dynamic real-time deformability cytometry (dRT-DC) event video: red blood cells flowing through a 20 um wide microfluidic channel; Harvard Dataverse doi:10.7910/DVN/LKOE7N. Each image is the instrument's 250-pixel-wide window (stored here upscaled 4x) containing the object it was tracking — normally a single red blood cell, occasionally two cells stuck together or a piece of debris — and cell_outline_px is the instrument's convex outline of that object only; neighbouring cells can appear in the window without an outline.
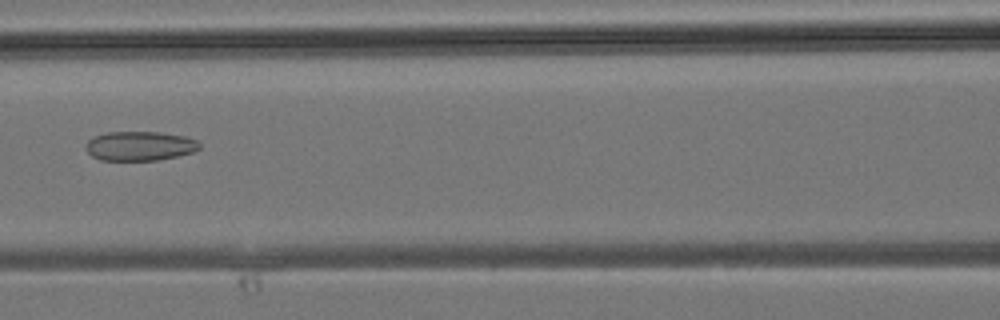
{"species": "common noctule bat (a hibernating species)", "species_latin": "Nyctalus noctula", "temperature_condition": "room temperature", "stored_images_in_passage": 36, "camera_frame_rate_fps": 3000, "um_per_image_px": 0.085, "animal": {"sex": "male", "body_mass_g": 19.2, "forearm_length_mm": 51.8}, "frame": {"image": 1, "passage_image": 16, "time_ms": 5.0, "image_size_px": [1000, 320], "cell_outline_px": [[200, 148], [192, 152], [160, 160], [100, 160], [92, 156], [84, 148], [84, 144], [92, 136], [108, 132], [160, 132], [184, 136], [196, 140], [200, 144]], "centroid_in_image_um": [11.83, 12.4], "position_along_channel_um": 154.8, "area_um2": 19.54}}
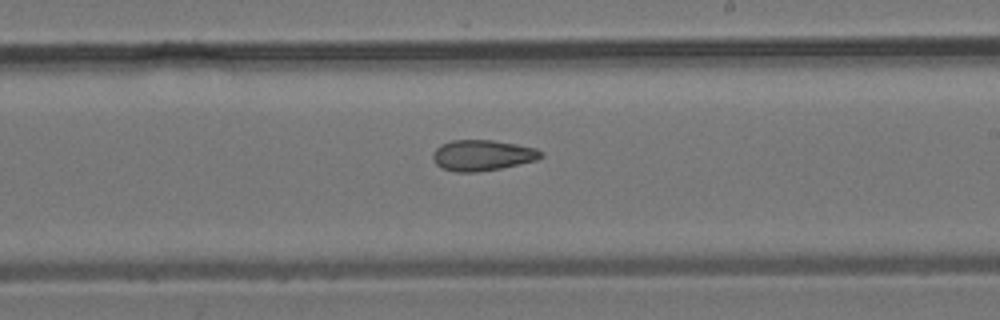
{"frame": {"image": 2, "passage_image": 21, "time_ms": 6.667, "image_size_px": [1000, 320], "cell_outline_px": [[544, 156], [536, 160], [500, 168], [476, 172], [456, 172], [440, 168], [436, 164], [432, 156], [432, 152], [440, 144], [452, 140], [492, 140], [516, 144], [536, 148], [544, 152]], "centroid_in_image_um": [40.98, 13.19], "position_along_channel_um": 248.0, "area_um2": 19.48}}
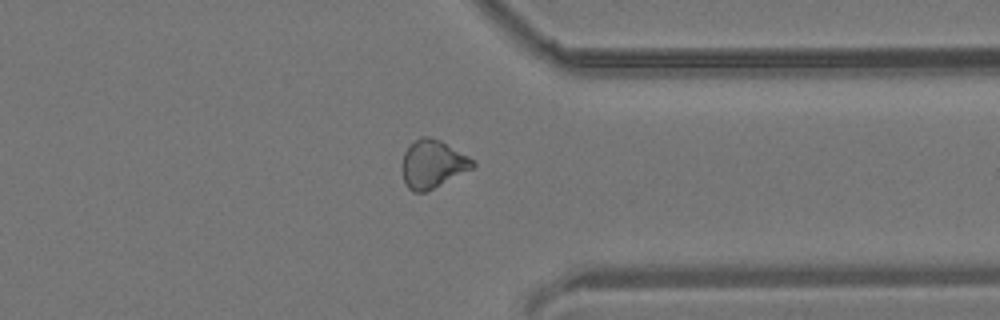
{"frame": {"image": 3, "passage_image": 28, "time_ms": 9.0, "image_size_px": [1000, 320], "cell_outline_px": [[476, 164], [472, 168], [424, 192], [412, 192], [408, 188], [404, 180], [400, 168], [400, 164], [404, 152], [420, 136], [428, 136], [440, 140], [476, 160]], "centroid_in_image_um": [36.74, 13.93], "position_along_channel_um": 374.7, "area_um2": 19.65}}